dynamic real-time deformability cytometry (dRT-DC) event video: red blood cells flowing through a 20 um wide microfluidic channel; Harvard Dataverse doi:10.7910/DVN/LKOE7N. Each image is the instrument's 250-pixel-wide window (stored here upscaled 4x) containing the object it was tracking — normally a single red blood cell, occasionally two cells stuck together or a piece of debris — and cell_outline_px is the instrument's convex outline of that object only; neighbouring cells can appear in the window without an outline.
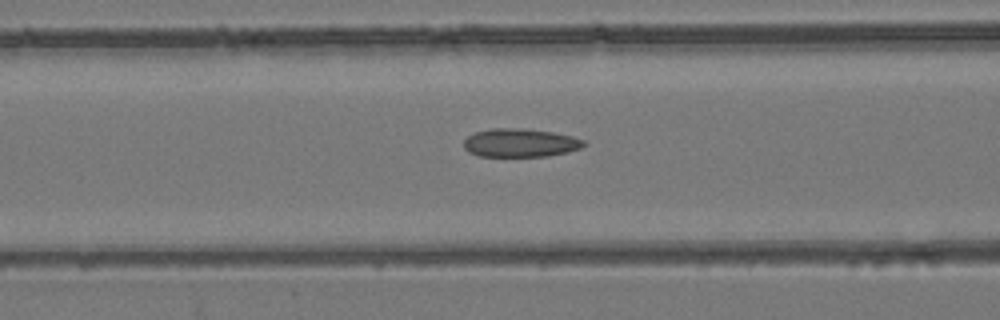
{"species": "common noctule bat (a hibernating species)", "species_latin": "Nyctalus noctula", "temperature_condition": "room temperature", "stored_images_in_passage": 54, "camera_frame_rate_fps": 3000, "um_per_image_px": 0.085, "animal": {"sex": "female", "body_mass_g": 24.6, "forearm_length_mm": 56.2}, "frame": {"image": 1, "passage_image": 22, "time_ms": 7.0, "image_size_px": [1000, 320], "cell_outline_px": [[588, 144], [580, 148], [568, 152], [548, 156], [480, 156], [468, 152], [464, 148], [464, 140], [468, 136], [476, 132], [492, 128], [520, 128], [552, 132], [572, 136], [584, 140]], "centroid_in_image_um": [44.23, 12.14], "position_along_channel_um": 122.4, "area_um2": 19.88}}
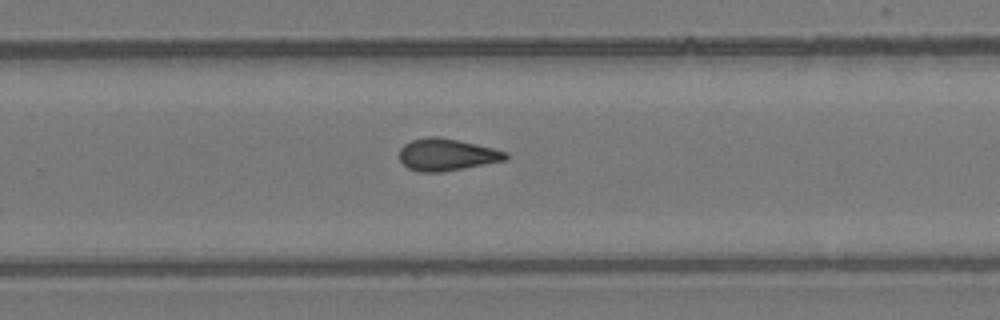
{"frame": {"image": 2, "passage_image": 35, "time_ms": 11.333, "image_size_px": [1000, 320], "cell_outline_px": [[508, 160], [444, 172], [416, 172], [408, 168], [400, 160], [400, 148], [404, 144], [412, 140], [428, 136], [436, 136], [476, 144], [508, 152]], "centroid_in_image_um": [37.98, 13.16], "position_along_channel_um": 291.8, "area_um2": 19.94}}
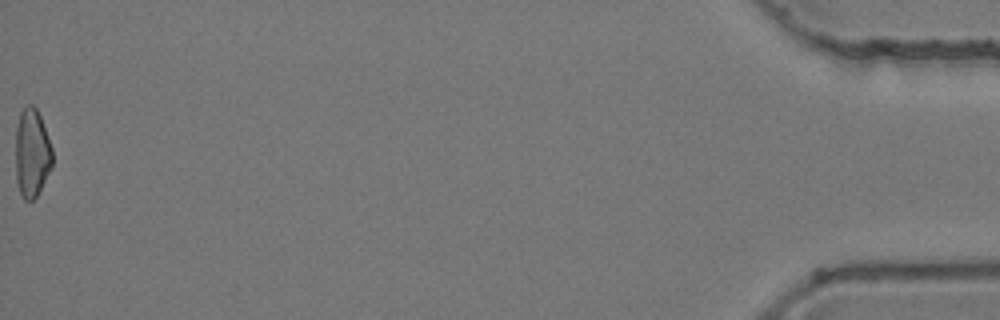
{"frame": {"image": 3, "passage_image": 54, "time_ms": 17.667, "image_size_px": [1000, 320], "cell_outline_px": [[52, 168], [36, 196], [32, 200], [24, 200], [20, 196], [16, 180], [16, 128], [20, 112], [28, 104], [32, 104], [36, 108], [40, 116], [52, 148]], "centroid_in_image_um": [2.7, 13.02], "position_along_channel_um": 432.5, "area_um2": 19.02}, "authors_computed_cell_mechanics": {"area_um2": 19.9121, "velocity_mm_per_s": 3.9175, "shape_relaxation_time_tau1_ms": null, "shape_relaxation_time_tau2_ms": 3.9452, "deformation_change_tau1": null, "deformation_change_tau2": 0.0969}}